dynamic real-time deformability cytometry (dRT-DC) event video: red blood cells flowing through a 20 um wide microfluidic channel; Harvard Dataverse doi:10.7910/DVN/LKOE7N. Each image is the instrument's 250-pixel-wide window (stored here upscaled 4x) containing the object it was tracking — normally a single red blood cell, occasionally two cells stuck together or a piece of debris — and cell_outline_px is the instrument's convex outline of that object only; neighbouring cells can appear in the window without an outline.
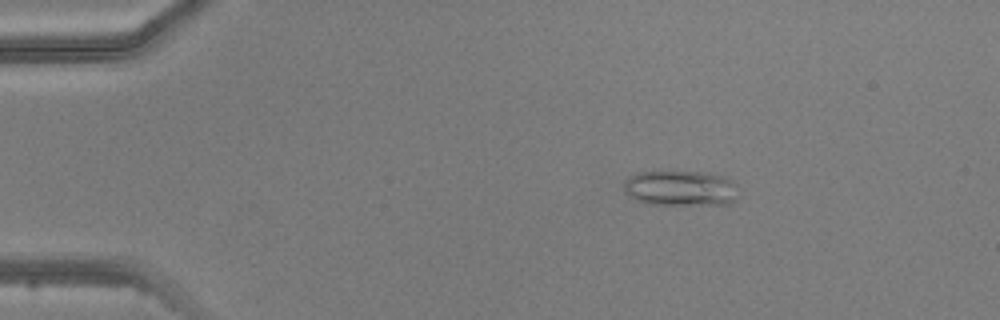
{"species": "common noctule bat (a hibernating species)", "species_latin": "Nyctalus noctula", "temperature_condition": "warm", "stored_images_in_passage": 6, "camera_frame_rate_fps": 3000, "um_per_image_px": 0.085, "animal": {"sex": "male", "body_mass_g": 20.5, "forearm_length_mm": 52.5}, "frame": {"image": 1, "passage_image": 3, "time_ms": 2.333, "image_size_px": [1000, 320], "cell_outline_px": [[736, 200], [728, 204], [652, 204], [628, 196], [624, 192], [624, 180], [628, 176], [636, 172], [704, 172], [724, 176], [732, 180], [736, 184]], "centroid_in_image_um": [57.84, 15.99], "position_along_channel_um": 27.2, "area_um2": 23.58}}